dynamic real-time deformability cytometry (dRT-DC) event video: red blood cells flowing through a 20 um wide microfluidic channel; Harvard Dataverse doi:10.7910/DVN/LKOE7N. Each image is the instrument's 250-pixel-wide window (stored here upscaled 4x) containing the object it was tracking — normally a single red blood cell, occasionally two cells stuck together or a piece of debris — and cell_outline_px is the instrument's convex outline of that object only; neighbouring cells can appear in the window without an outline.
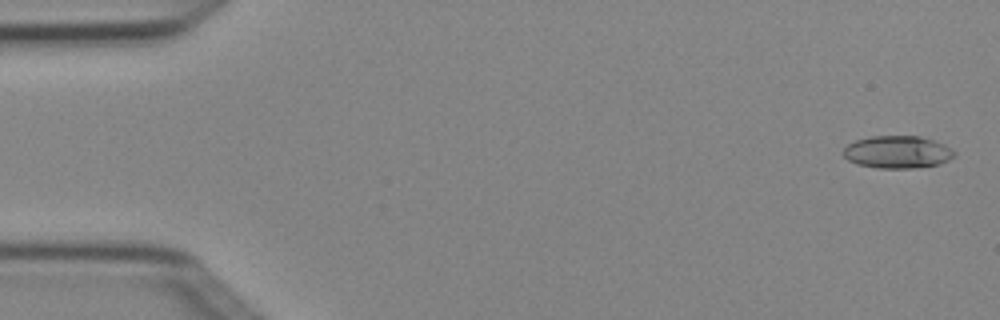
{"species": "Egyptian fruit bat (a non-hibernating species)", "species_latin": "Rousettus aegyptiacus", "temperature_condition": "cold", "stored_images_in_passage": 9, "camera_frame_rate_fps": 3000, "um_per_image_px": 0.085, "animal": {"sex": "female"}, "frame": {"image": 1, "passage_image": 1, "time_ms": 0.0, "image_size_px": [1000, 320], "cell_outline_px": [[956, 156], [940, 164], [912, 168], [880, 168], [856, 164], [848, 160], [844, 156], [844, 148], [848, 144], [856, 140], [872, 136], [920, 136], [944, 144], [952, 148], [956, 152]], "centroid_in_image_um": [76.31, 12.92], "position_along_channel_um": 8.7, "area_um2": 21.04}}
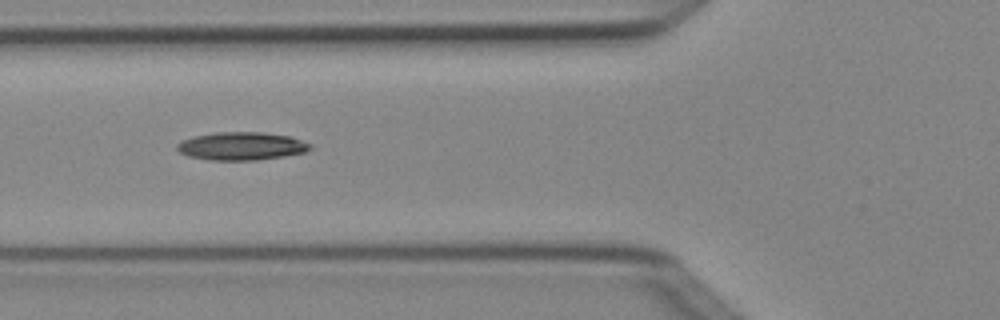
{"frame": {"image": 2, "passage_image": 6, "time_ms": 1.667, "image_size_px": [1000, 320], "cell_outline_px": [[312, 148], [304, 152], [284, 156], [256, 160], [208, 160], [188, 156], [180, 152], [176, 148], [176, 144], [180, 140], [192, 136], [216, 132], [260, 132], [292, 136], [312, 144]], "centroid_in_image_um": [20.5, 12.41], "position_along_channel_um": 105.3, "area_um2": 21.96}}
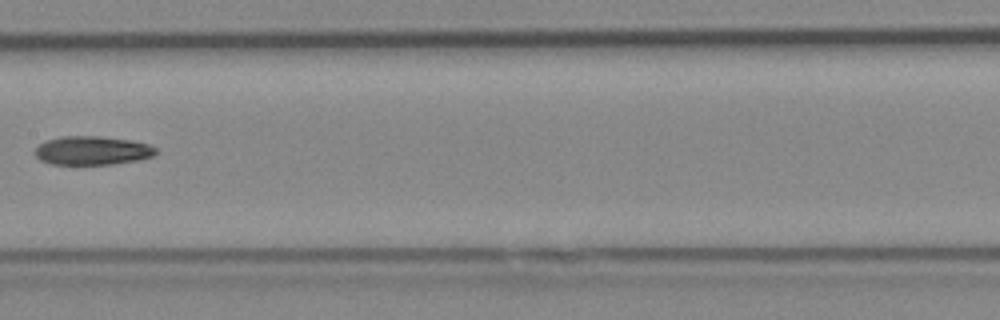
{"frame": {"image": 3, "passage_image": 8, "time_ms": 2.333, "image_size_px": [1000, 320], "cell_outline_px": [[156, 156], [140, 160], [112, 164], [52, 164], [40, 160], [36, 156], [36, 148], [44, 140], [60, 136], [100, 136], [128, 140], [148, 144], [156, 148]], "centroid_in_image_um": [7.85, 12.79], "position_along_channel_um": 199.5, "area_um2": 20.29}}